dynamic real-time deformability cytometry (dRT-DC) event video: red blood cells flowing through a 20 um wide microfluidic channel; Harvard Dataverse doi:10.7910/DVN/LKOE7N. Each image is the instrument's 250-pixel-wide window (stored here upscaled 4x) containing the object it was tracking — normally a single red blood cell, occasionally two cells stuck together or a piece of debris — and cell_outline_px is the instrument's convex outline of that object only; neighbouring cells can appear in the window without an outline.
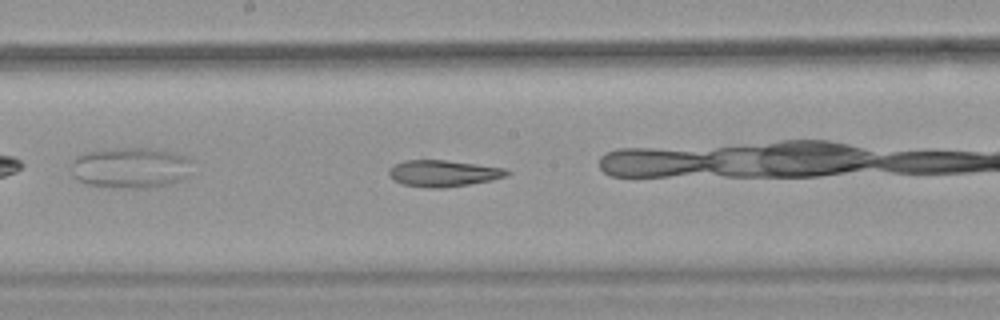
{"species": "common noctule bat (a hibernating species)", "species_latin": "Nyctalus noctula", "temperature_condition": "warm", "stored_images_in_passage": 25, "camera_frame_rate_fps": 3000, "um_per_image_px": 0.085, "animal": {"sex": "female", "body_mass_g": 18.4}, "frame": {"image": 1, "passage_image": 11, "time_ms": 3.333, "image_size_px": [1000, 320], "cell_outline_px": [[512, 172], [508, 176], [492, 180], [444, 188], [428, 188], [400, 184], [388, 176], [388, 168], [404, 160], [444, 160], [476, 164], [504, 168]], "centroid_in_image_um": [37.66, 14.74], "position_along_channel_um": 210.5, "area_um2": 18.32}}